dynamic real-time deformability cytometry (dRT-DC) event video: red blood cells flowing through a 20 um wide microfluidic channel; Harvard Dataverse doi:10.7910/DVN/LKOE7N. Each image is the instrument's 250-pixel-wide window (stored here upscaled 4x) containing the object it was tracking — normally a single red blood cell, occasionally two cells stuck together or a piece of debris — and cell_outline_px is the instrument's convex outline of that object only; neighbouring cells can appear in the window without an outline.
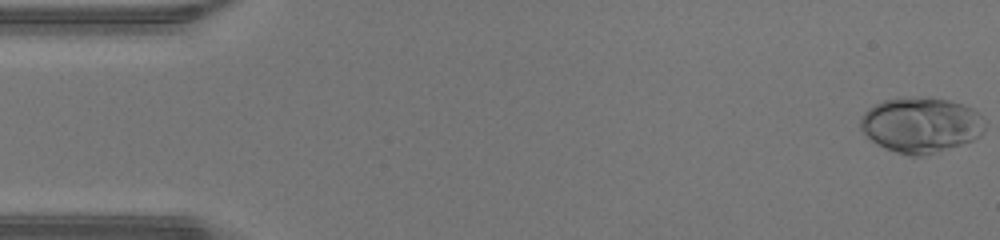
{"species": "human", "species_latin": "Homo sapiens", "temperature_condition": "warm", "stored_images_in_passage": 47, "camera_frame_rate_fps": 3000, "um_per_image_px": 0.085, "donor": {"sex": "male"}, "frame": {"image": 1, "passage_image": 1, "time_ms": 0.0, "image_size_px": [1000, 240], "cell_outline_px": [[984, 132], [980, 136], [972, 140], [924, 156], [908, 156], [884, 148], [876, 144], [860, 128], [860, 116], [868, 108], [884, 100], [900, 96], [932, 96], [948, 100], [972, 108], [984, 120]], "centroid_in_image_um": [78.24, 10.59], "position_along_channel_um": 6.8, "area_um2": 40.46}}
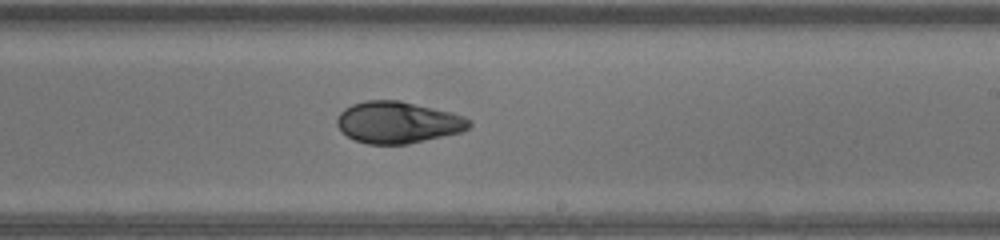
{"frame": {"image": 2, "passage_image": 28, "time_ms": 9.0, "image_size_px": [1000, 240], "cell_outline_px": [[472, 124], [464, 132], [408, 144], [368, 144], [356, 140], [348, 136], [336, 124], [336, 120], [340, 112], [344, 108], [352, 104], [364, 100], [400, 100], [452, 112], [464, 116], [472, 120]], "centroid_in_image_um": [33.86, 10.39], "position_along_channel_um": 255.1, "area_um2": 32.37}}
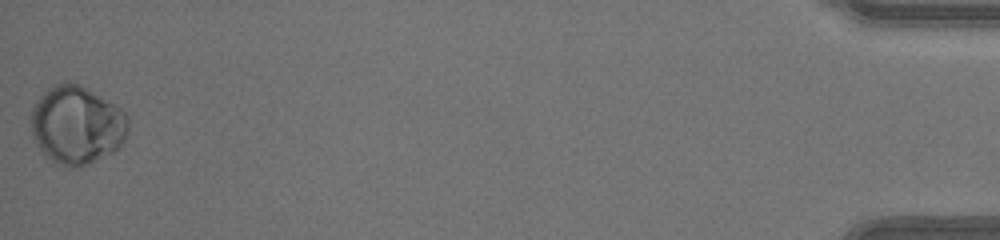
{"frame": {"image": 3, "passage_image": 47, "time_ms": 15.333, "image_size_px": [1000, 240], "cell_outline_px": [[128, 132], [124, 140], [112, 152], [88, 164], [68, 168], [64, 168], [56, 164], [40, 148], [32, 136], [28, 120], [32, 108], [36, 100], [48, 88], [56, 84], [68, 80], [80, 84], [116, 104], [124, 112], [128, 120]], "centroid_in_image_um": [6.49, 10.6], "position_along_channel_um": 428.7, "area_um2": 44.68}, "authors_computed_cell_mechanics": {"area_um2": 34.1598, "velocity_mm_per_s": 4.4009, "shape_relaxation_time_tau1_ms": 6.3958, "shape_relaxation_time_tau2_ms": null, "deformation_change_tau1": 0.1612, "deformation_change_tau2": null}}